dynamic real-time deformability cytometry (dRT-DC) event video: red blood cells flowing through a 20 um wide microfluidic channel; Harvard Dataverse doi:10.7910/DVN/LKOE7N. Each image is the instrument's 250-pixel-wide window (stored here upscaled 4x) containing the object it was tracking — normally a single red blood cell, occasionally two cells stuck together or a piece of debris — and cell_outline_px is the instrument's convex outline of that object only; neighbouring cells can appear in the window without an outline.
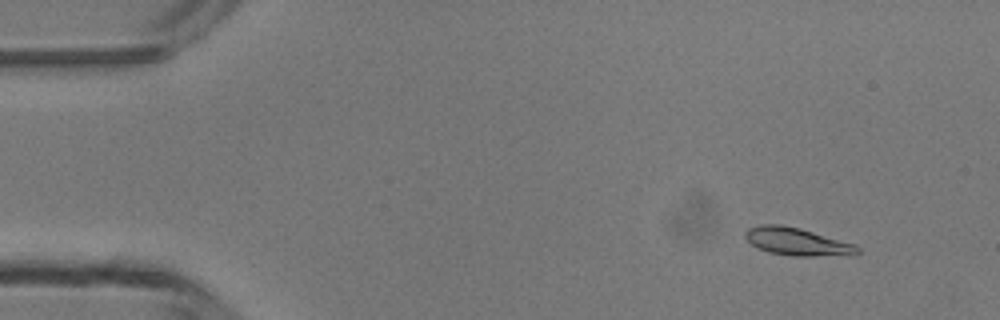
{"species": "common noctule bat (a hibernating species)", "species_latin": "Nyctalus noctula", "temperature_condition": "room temperature", "stored_images_in_passage": 4, "camera_frame_rate_fps": 3000, "um_per_image_px": 0.085, "animal": {"sex": "male", "body_mass_g": 13.3}, "frame": {"image": 1, "passage_image": 2, "time_ms": 1.0, "image_size_px": [1000, 320], "cell_outline_px": [[860, 252], [812, 256], [792, 256], [768, 252], [752, 244], [744, 236], [744, 232], [748, 228], [760, 224], [780, 224], [800, 228], [856, 244], [860, 248]], "centroid_in_image_um": [67.69, 20.51], "position_along_channel_um": 17.3, "area_um2": 17.8}}